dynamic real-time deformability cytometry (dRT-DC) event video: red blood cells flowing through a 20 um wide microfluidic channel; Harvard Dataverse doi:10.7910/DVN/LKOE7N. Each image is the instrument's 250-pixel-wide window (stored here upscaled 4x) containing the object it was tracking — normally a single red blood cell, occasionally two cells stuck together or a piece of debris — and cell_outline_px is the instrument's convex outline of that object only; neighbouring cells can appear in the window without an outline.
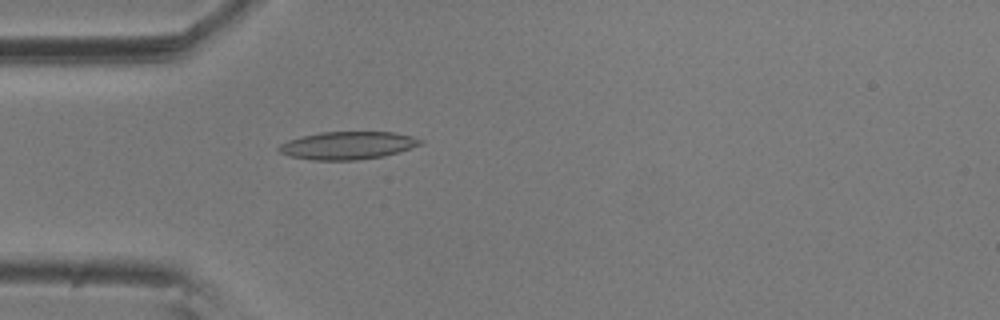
{"species": "common noctule bat (a hibernating species)", "species_latin": "Nyctalus noctula", "temperature_condition": "room temperature", "stored_images_in_passage": 4, "camera_frame_rate_fps": 3000, "um_per_image_px": 0.085, "animal": {"sex": "male", "body_mass_g": 20.5, "forearm_length_mm": 52.5}, "frame": {"image": 1, "passage_image": 4, "time_ms": 1.0, "image_size_px": [1000, 320], "cell_outline_px": [[424, 140], [420, 144], [384, 156], [356, 160], [312, 160], [288, 156], [280, 152], [276, 148], [280, 144], [288, 140], [300, 136], [320, 132], [392, 132], [412, 136]], "centroid_in_image_um": [29.48, 12.36], "position_along_channel_um": 55.5, "area_um2": 22.83}}